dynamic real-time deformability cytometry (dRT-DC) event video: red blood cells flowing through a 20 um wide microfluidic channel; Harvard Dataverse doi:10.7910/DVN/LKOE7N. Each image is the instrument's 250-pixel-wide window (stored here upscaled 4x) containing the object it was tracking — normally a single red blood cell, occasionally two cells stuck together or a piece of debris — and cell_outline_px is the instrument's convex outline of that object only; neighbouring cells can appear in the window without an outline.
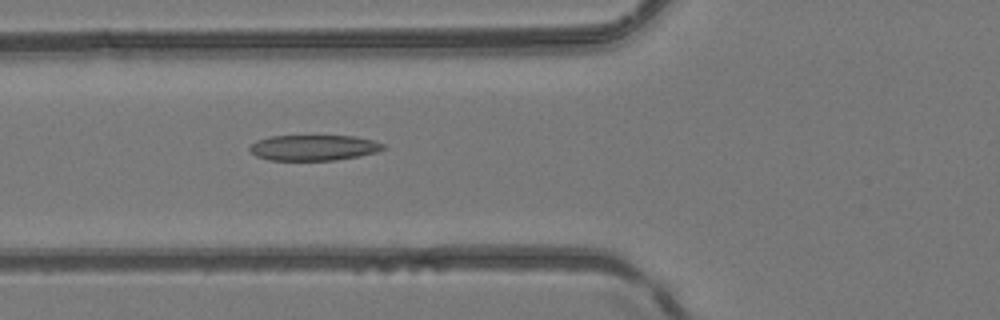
{"species": "common noctule bat (a hibernating species)", "species_latin": "Nyctalus noctula", "temperature_condition": "room temperature", "stored_images_in_passage": 51, "camera_frame_rate_fps": 3000, "um_per_image_px": 0.085, "animal": {"sex": "female", "body_mass_g": 24.6, "forearm_length_mm": 56.2}, "frame": {"image": 1, "passage_image": 20, "time_ms": 6.333, "image_size_px": [1000, 320], "cell_outline_px": [[388, 148], [376, 152], [360, 156], [336, 160], [268, 160], [256, 156], [248, 148], [256, 140], [272, 136], [356, 136], [372, 140], [384, 144]], "centroid_in_image_um": [26.69, 12.55], "position_along_channel_um": 99.1, "area_um2": 20.0}}
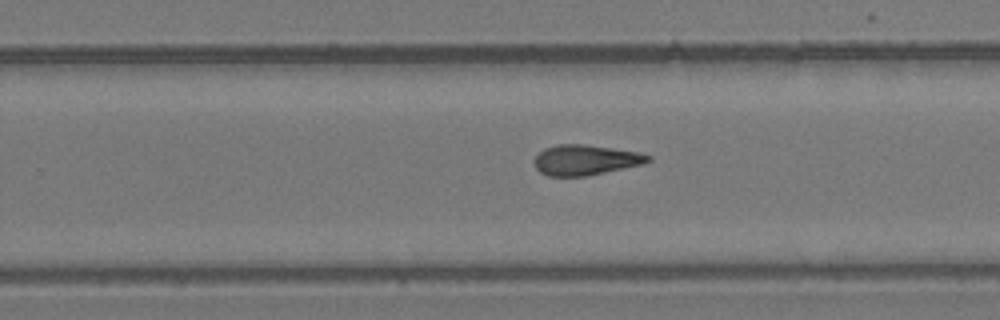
{"frame": {"image": 2, "passage_image": 33, "time_ms": 10.667, "image_size_px": [1000, 320], "cell_outline_px": [[652, 160], [640, 164], [588, 176], [548, 176], [540, 172], [536, 168], [532, 160], [544, 148], [556, 144], [584, 144], [640, 152], [652, 156]], "centroid_in_image_um": [49.73, 13.59], "position_along_channel_um": 280.1, "area_um2": 20.11}}
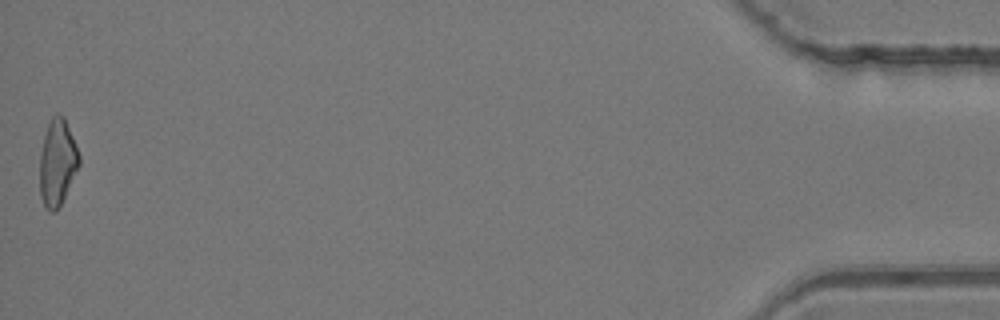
{"frame": {"image": 3, "passage_image": 51, "time_ms": 16.667, "image_size_px": [1000, 320], "cell_outline_px": [[80, 164], [56, 212], [48, 212], [44, 208], [40, 196], [40, 156], [44, 136], [48, 124], [52, 116], [56, 112], [64, 116], [80, 156]], "centroid_in_image_um": [4.86, 13.82], "position_along_channel_um": 430.3, "area_um2": 19.71}, "authors_computed_cell_mechanics": {"area_um2": 20.2878, "velocity_mm_per_s": 4.1627, "shape_relaxation_time_tau1_ms": null, "shape_relaxation_time_tau2_ms": 3.743, "deformation_change_tau1": null, "deformation_change_tau2": 0.1271}}